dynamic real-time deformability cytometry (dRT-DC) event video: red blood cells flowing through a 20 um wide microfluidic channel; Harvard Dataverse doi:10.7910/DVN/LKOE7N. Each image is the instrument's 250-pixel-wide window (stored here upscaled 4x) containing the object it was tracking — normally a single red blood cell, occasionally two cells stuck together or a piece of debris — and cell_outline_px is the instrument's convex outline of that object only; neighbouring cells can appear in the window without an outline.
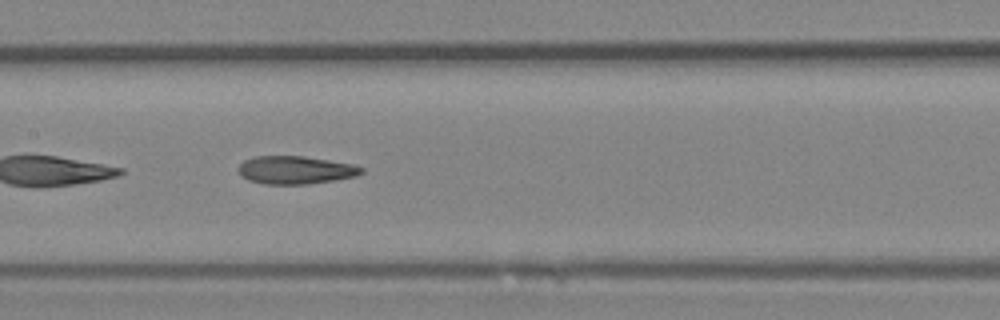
{"species": "Egyptian fruit bat (a non-hibernating species)", "species_latin": "Rousettus aegyptiacus", "temperature_condition": "room temperature", "stored_images_in_passage": 36, "camera_frame_rate_fps": 3000, "um_per_image_px": 0.085, "animal": {"sex": "female"}, "frame": {"image": 1, "passage_image": 16, "time_ms": 5.0, "image_size_px": [1000, 320], "cell_outline_px": [[364, 172], [356, 176], [332, 180], [304, 184], [264, 184], [248, 180], [240, 176], [240, 164], [244, 160], [256, 156], [304, 156], [356, 164], [364, 168]], "centroid_in_image_um": [25.14, 14.44], "position_along_channel_um": 182.3, "area_um2": 20.06}}
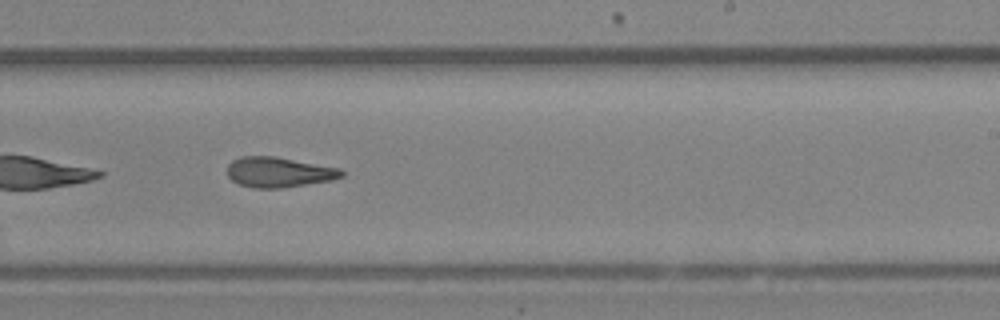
{"frame": {"image": 2, "passage_image": 21, "time_ms": 6.667, "image_size_px": [1000, 320], "cell_outline_px": [[344, 176], [332, 180], [280, 188], [252, 188], [240, 184], [232, 180], [228, 176], [228, 164], [232, 160], [240, 156], [276, 156], [340, 168], [344, 172]], "centroid_in_image_um": [23.7, 14.62], "position_along_channel_um": 265.3, "area_um2": 20.17}}
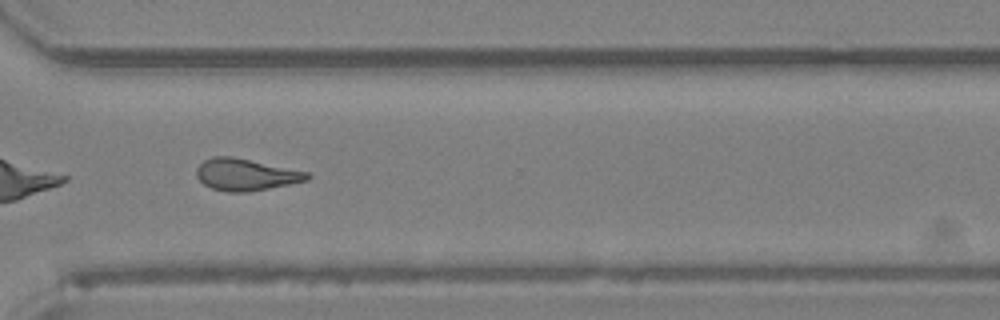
{"frame": {"image": 3, "passage_image": 26, "time_ms": 8.333, "image_size_px": [1000, 320], "cell_outline_px": [[312, 176], [308, 180], [248, 192], [228, 192], [212, 188], [204, 184], [196, 176], [196, 168], [204, 160], [212, 156], [232, 156], [308, 172]], "centroid_in_image_um": [20.87, 14.83], "position_along_channel_um": 349.7, "area_um2": 20.4}}